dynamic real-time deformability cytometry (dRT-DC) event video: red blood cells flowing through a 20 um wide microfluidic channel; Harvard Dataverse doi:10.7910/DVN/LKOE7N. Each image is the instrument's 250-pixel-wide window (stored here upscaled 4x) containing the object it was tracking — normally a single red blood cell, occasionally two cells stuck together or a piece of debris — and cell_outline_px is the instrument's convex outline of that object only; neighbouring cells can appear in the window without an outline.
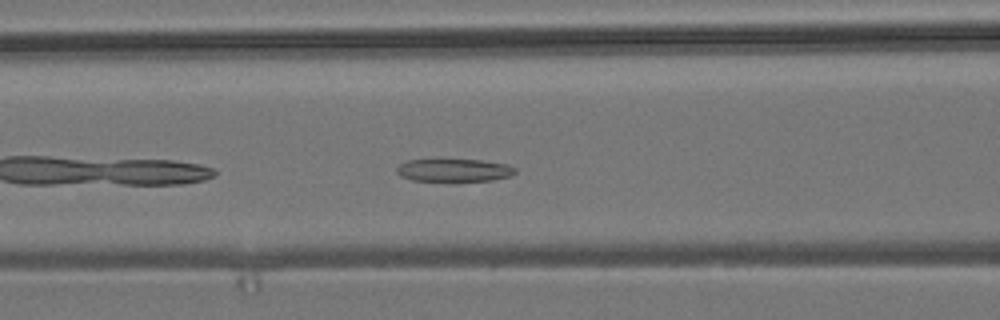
{"species": "common noctule bat (a hibernating species)", "species_latin": "Nyctalus noctula", "temperature_condition": "room temperature", "stored_images_in_passage": 40, "camera_frame_rate_fps": 3000, "um_per_image_px": 0.085, "animal": {"sex": "male", "body_mass_g": 19.2, "forearm_length_mm": 51.8}, "frame": {"image": 1, "passage_image": 7, "time_ms": 2.0, "image_size_px": [1000, 320], "cell_outline_px": [[516, 172], [512, 176], [492, 180], [456, 184], [412, 180], [400, 176], [396, 172], [396, 168], [400, 164], [408, 160], [480, 160], [508, 164], [516, 168]], "centroid_in_image_um": [38.61, 14.53], "position_along_channel_um": 128.0, "area_um2": 16.65}}
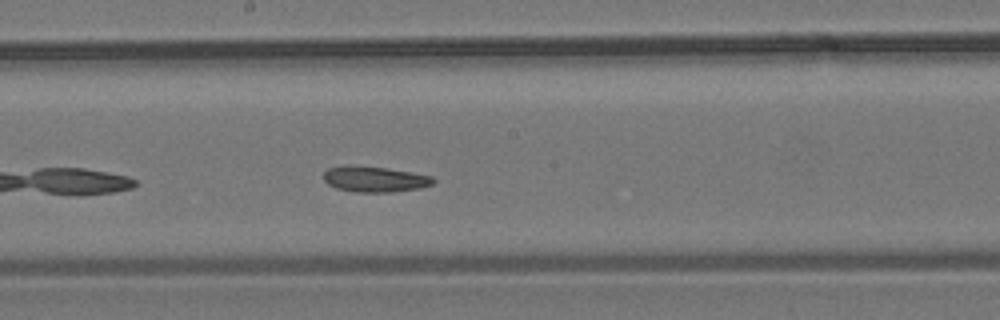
{"frame": {"image": 2, "passage_image": 14, "time_ms": 4.333, "image_size_px": [1000, 320], "cell_outline_px": [[436, 180], [432, 184], [420, 188], [392, 192], [356, 192], [336, 188], [328, 184], [324, 180], [324, 172], [328, 168], [344, 164], [348, 164], [384, 168], [432, 176]], "centroid_in_image_um": [31.81, 15.22], "position_along_channel_um": 216.4, "area_um2": 16.42}}
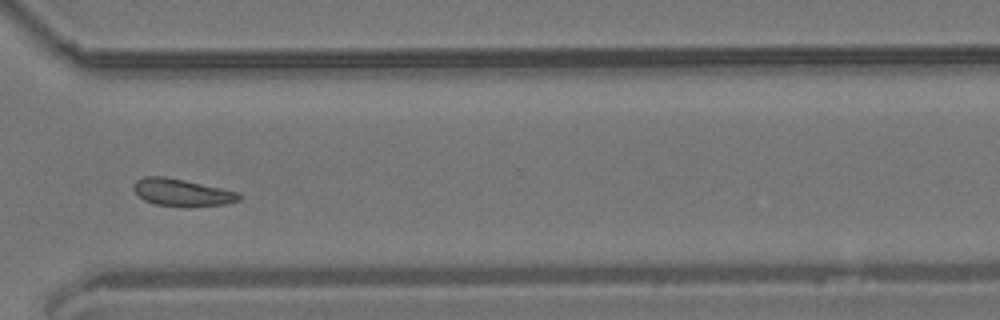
{"frame": {"image": 3, "passage_image": 25, "time_ms": 8.0, "image_size_px": [1000, 320], "cell_outline_px": [[240, 200], [224, 204], [156, 204], [144, 200], [132, 188], [132, 184], [136, 180], [144, 176], [164, 176], [184, 180], [240, 192]], "centroid_in_image_um": [15.42, 16.3], "position_along_channel_um": 355.2, "area_um2": 15.95}, "authors_computed_cell_mechanics": {"area_um2": 16.6753, "velocity_mm_per_s": 3.7891, "shape_relaxation_time_tau1_ms": null, "shape_relaxation_time_tau2_ms": 4.8816, "deformation_change_tau1": null, "deformation_change_tau2": 0.1146}}